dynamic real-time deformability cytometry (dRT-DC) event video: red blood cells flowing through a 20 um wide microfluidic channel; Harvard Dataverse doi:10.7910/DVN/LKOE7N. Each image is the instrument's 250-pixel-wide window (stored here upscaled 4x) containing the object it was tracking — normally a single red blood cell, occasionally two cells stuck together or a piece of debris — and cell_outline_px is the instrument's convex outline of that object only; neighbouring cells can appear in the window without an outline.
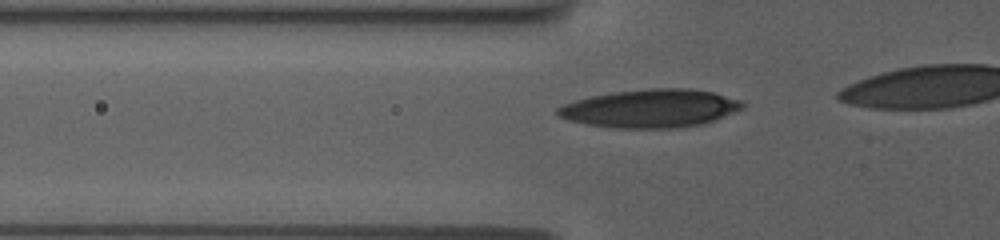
{"species": "human", "species_latin": "Homo sapiens", "temperature_condition": "room temperature", "stored_images_in_passage": 29, "camera_frame_rate_fps": 3000, "um_per_image_px": 0.085, "donor": {"sex": "female"}, "frame": {"image": 1, "passage_image": 16, "time_ms": 5.0, "image_size_px": [1000, 240], "cell_outline_px": [[744, 108], [712, 120], [700, 124], [672, 128], [620, 128], [588, 124], [568, 120], [560, 116], [556, 112], [556, 108], [564, 104], [576, 100], [592, 96], [612, 92], [648, 88], [688, 88], [712, 92], [744, 100]], "centroid_in_image_um": [55.3, 9.2], "position_along_channel_um": 70.5, "area_um2": 40.86}}
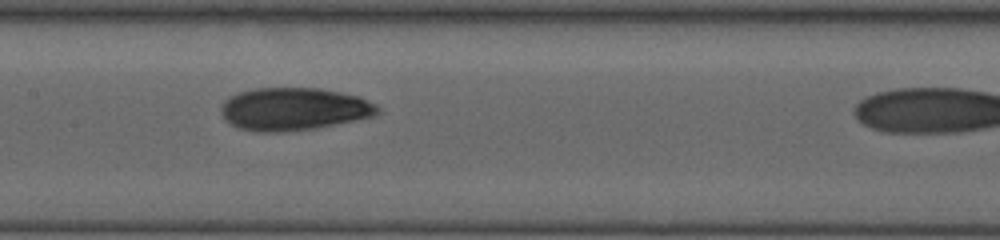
{"frame": {"image": 2, "passage_image": 25, "time_ms": 8.0, "image_size_px": [1000, 240], "cell_outline_px": [[380, 112], [372, 116], [312, 128], [288, 132], [264, 132], [240, 128], [232, 124], [220, 112], [220, 108], [224, 100], [228, 96], [240, 92], [256, 88], [320, 88], [360, 96], [376, 104], [380, 108]], "centroid_in_image_um": [24.97, 9.25], "position_along_channel_um": 182.4, "area_um2": 38.67}}
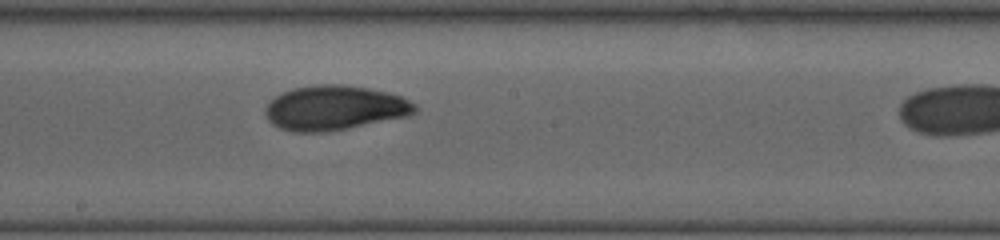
{"frame": {"image": 3, "passage_image": 28, "time_ms": 9.0, "image_size_px": [1000, 240], "cell_outline_px": [[416, 112], [408, 116], [348, 128], [324, 132], [292, 132], [280, 128], [272, 124], [268, 120], [264, 112], [264, 108], [276, 96], [292, 88], [320, 84], [340, 84], [368, 88], [388, 92], [400, 96], [416, 104]], "centroid_in_image_um": [28.43, 9.17], "position_along_channel_um": 219.8, "area_um2": 38.84}}